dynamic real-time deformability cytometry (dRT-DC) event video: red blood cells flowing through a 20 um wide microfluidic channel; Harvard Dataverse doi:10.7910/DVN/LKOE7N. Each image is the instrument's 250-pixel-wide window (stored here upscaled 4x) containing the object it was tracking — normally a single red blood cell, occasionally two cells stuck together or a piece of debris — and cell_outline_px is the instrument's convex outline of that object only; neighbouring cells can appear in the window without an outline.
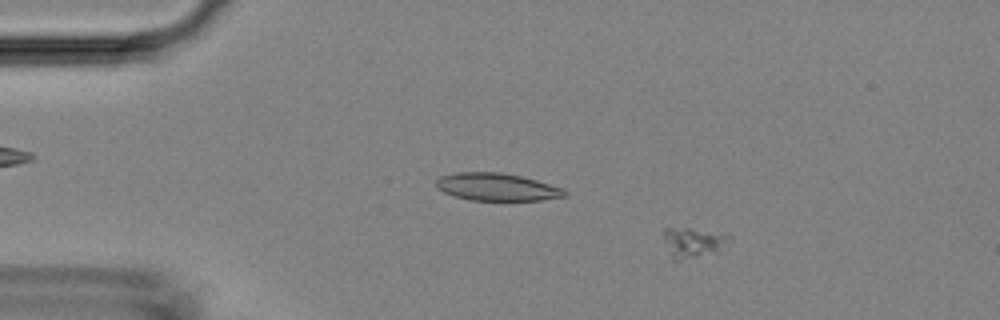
{"species": "Egyptian fruit bat (a non-hibernating species)", "species_latin": "Rousettus aegyptiacus", "temperature_condition": "room temperature", "stored_images_in_passage": 53, "camera_frame_rate_fps": 3000, "um_per_image_px": 0.085, "animal": {"sex": "female"}, "frame": {"image": 1, "passage_image": 9, "time_ms": 2.667, "image_size_px": [1000, 320], "cell_outline_px": [[732, 240], [716, 252], [676, 260], [672, 260], [664, 240], [664, 228], [688, 228], [728, 232], [732, 236]], "centroid_in_image_um": [58.99, 20.56], "position_along_channel_um": 26.0, "area_um2": 11.62}}
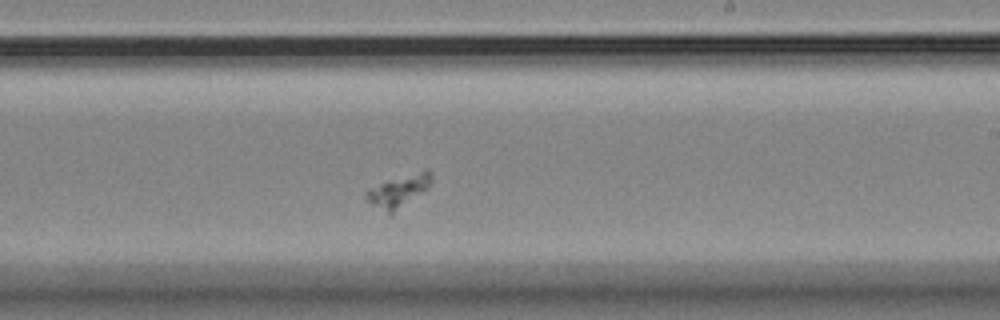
{"frame": {"image": 2, "passage_image": 33, "time_ms": 10.667, "image_size_px": [1000, 320], "cell_outline_px": [[432, 184], [428, 188], [388, 216], [372, 204], [364, 196], [372, 188], [380, 184], [428, 168], [432, 172]], "centroid_in_image_um": [33.94, 16.24], "position_along_channel_um": 255.1, "area_um2": 11.79}}
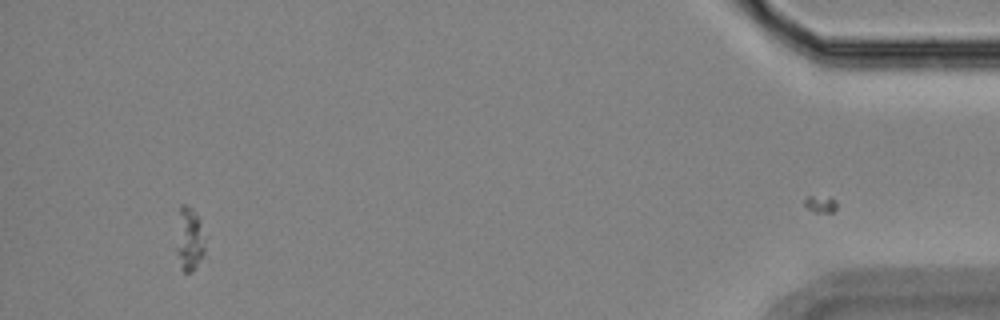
{"frame": {"image": 3, "passage_image": 52, "time_ms": 17.0, "image_size_px": [1000, 320], "cell_outline_px": [[204, 252], [196, 268], [192, 272], [184, 272], [180, 268], [176, 252], [176, 248], [180, 204], [184, 204], [192, 208], [200, 220], [204, 248]], "centroid_in_image_um": [16.07, 20.36], "position_along_channel_um": 419.1, "area_um2": 10.4}}